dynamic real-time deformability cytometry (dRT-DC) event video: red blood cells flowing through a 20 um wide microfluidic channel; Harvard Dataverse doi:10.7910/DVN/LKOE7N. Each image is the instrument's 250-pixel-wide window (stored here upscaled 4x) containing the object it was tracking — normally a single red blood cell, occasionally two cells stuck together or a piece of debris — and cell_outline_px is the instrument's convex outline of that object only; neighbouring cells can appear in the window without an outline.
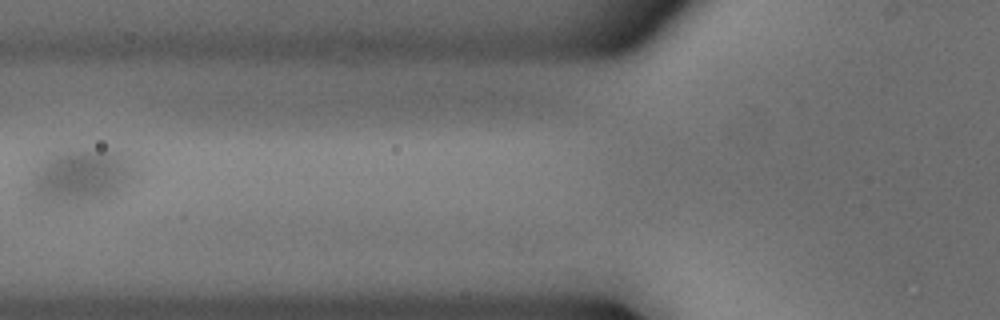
{"species": "common noctule bat (a hibernating species)", "species_latin": "Nyctalus noctula", "temperature_condition": "cold", "stored_images_in_passage": 5, "camera_frame_rate_fps": 3000, "um_per_image_px": 0.085, "animal": {"sex": "male", "body_mass_g": 18.8}, "frame": {"image": 1, "passage_image": 5, "time_ms": 1.333, "image_size_px": [1000, 320], "cell_outline_px": [[124, 176], [116, 192], [104, 200], [80, 204], [40, 208], [24, 196], [48, 148], [64, 144], [108, 144], [120, 148], [124, 152]], "centroid_in_image_um": [6.53, 14.88], "position_along_channel_um": 119.3, "area_um2": 36.07}}